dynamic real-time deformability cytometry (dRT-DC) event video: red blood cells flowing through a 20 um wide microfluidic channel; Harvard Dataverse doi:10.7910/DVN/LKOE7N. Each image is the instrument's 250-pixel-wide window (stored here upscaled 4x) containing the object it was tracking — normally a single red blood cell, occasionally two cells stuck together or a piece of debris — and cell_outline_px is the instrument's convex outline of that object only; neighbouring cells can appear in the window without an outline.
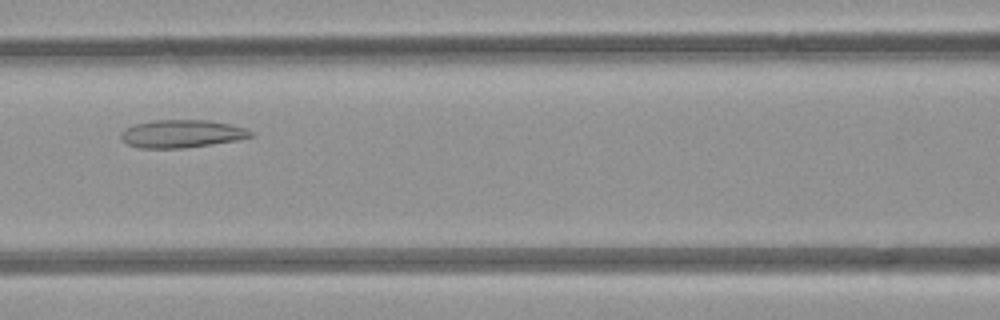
{"species": "common noctule bat (a hibernating species)", "species_latin": "Nyctalus noctula", "temperature_condition": "room temperature", "stored_images_in_passage": 5, "camera_frame_rate_fps": 3000, "um_per_image_px": 0.085, "animal": {"sex": "female", "body_mass_g": 21.9}, "frame": {"image": 1, "passage_image": 5, "time_ms": 5.333, "image_size_px": [1000, 320], "cell_outline_px": [[256, 136], [236, 140], [212, 144], [184, 148], [140, 148], [128, 144], [120, 140], [120, 132], [124, 128], [136, 124], [152, 120], [208, 120], [232, 124], [248, 128]], "centroid_in_image_um": [15.46, 11.36], "position_along_channel_um": 151.1, "area_um2": 21.33}}